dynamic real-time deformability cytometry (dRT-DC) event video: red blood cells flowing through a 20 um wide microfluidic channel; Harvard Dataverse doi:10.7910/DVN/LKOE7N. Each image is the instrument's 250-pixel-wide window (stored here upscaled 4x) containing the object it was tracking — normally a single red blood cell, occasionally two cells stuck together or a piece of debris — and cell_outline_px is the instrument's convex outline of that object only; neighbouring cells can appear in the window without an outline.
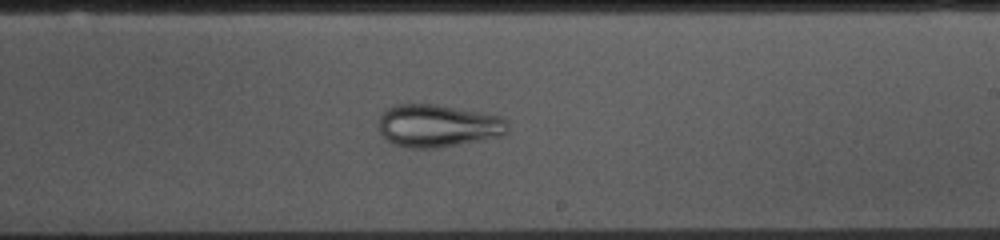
{"species": "common noctule bat (a hibernating species)", "species_latin": "Nyctalus noctula", "temperature_condition": "cold", "stored_images_in_passage": 53, "camera_frame_rate_fps": 3000, "um_per_image_px": 0.085, "animal": {"sex": "female", "body_mass_g": 10.0, "forearm_length_mm": 53.1}, "frame": {"image": 1, "passage_image": 30, "time_ms": 9.667, "image_size_px": [1000, 240], "cell_outline_px": [[508, 132], [500, 136], [480, 140], [436, 148], [408, 148], [396, 144], [388, 140], [380, 132], [380, 116], [384, 108], [396, 104], [436, 104], [500, 116], [508, 120]], "centroid_in_image_um": [37.22, 10.68], "position_along_channel_um": 251.8, "area_um2": 31.96}}
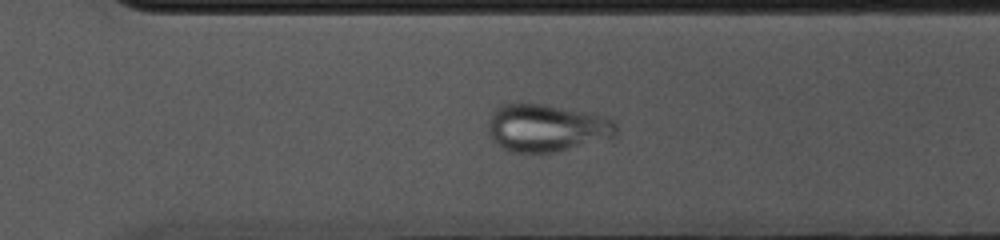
{"frame": {"image": 2, "passage_image": 36, "time_ms": 11.667, "image_size_px": [1000, 240], "cell_outline_px": [[616, 136], [552, 152], [512, 152], [504, 148], [488, 132], [488, 124], [492, 112], [500, 104], [544, 104], [592, 112], [616, 120]], "centroid_in_image_um": [46.49, 10.84], "position_along_channel_um": 324.1, "area_um2": 35.08}}
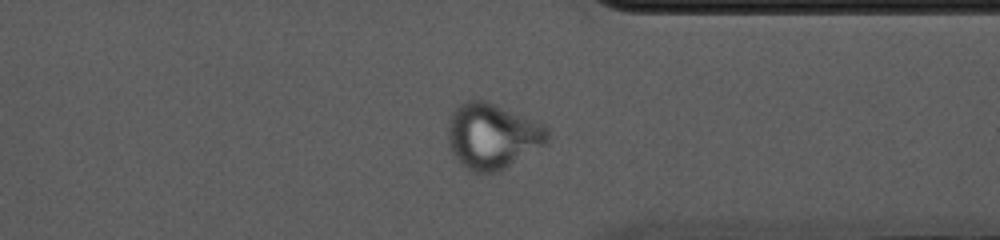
{"frame": {"image": 3, "passage_image": 40, "time_ms": 13.0, "image_size_px": [1000, 240], "cell_outline_px": [[548, 144], [504, 168], [496, 172], [472, 172], [460, 164], [452, 152], [448, 144], [448, 120], [452, 112], [460, 104], [468, 100], [484, 100], [544, 124], [548, 128]], "centroid_in_image_um": [41.85, 11.57], "position_along_channel_um": 369.6, "area_um2": 37.97}}